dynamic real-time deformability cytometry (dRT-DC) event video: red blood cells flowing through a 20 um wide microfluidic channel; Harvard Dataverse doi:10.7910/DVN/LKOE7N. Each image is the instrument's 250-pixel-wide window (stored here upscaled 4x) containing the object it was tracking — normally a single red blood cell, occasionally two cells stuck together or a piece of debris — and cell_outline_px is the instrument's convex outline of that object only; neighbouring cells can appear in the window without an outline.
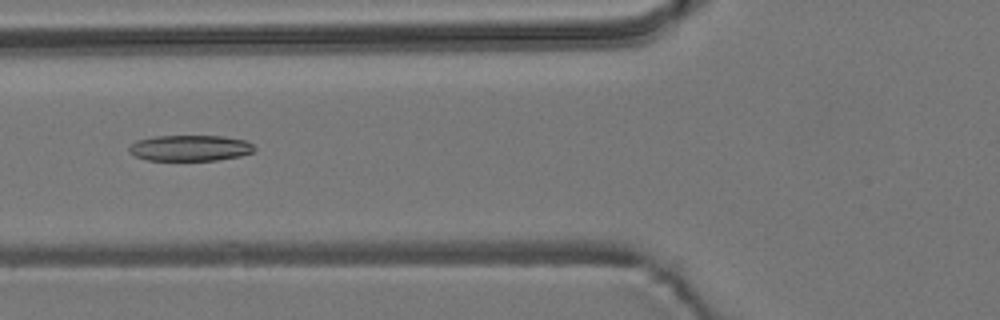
{"species": "common noctule bat (a hibernating species)", "species_latin": "Nyctalus noctula", "temperature_condition": "room temperature", "stored_images_in_passage": 14, "camera_frame_rate_fps": 3000, "um_per_image_px": 0.085, "animal": {"sex": "male", "body_mass_g": 19.2, "forearm_length_mm": 51.8}, "frame": {"image": 1, "passage_image": 5, "time_ms": 5.667, "image_size_px": [1000, 320], "cell_outline_px": [[256, 148], [252, 152], [240, 156], [216, 160], [148, 160], [136, 156], [128, 152], [128, 148], [136, 140], [156, 136], [224, 136], [248, 140]], "centroid_in_image_um": [16.17, 12.57], "position_along_channel_um": 109.6, "area_um2": 18.96}}
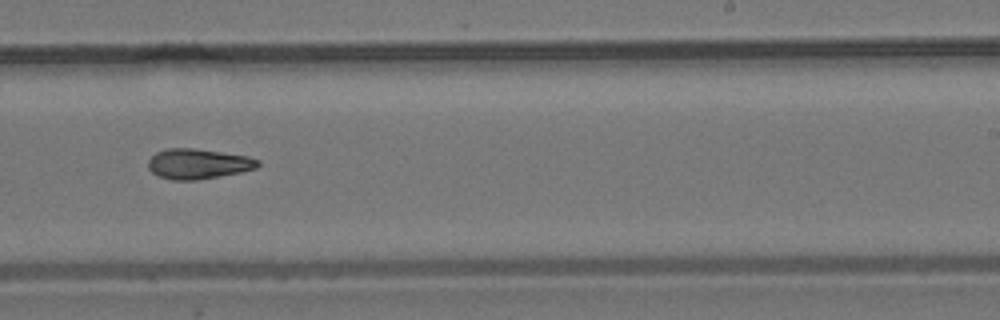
{"frame": {"image": 2, "passage_image": 9, "time_ms": 10.0, "image_size_px": [1000, 320], "cell_outline_px": [[260, 164], [256, 168], [240, 172], [196, 180], [172, 180], [160, 176], [152, 172], [148, 168], [148, 160], [156, 152], [164, 148], [192, 148], [248, 156], [260, 160]], "centroid_in_image_um": [16.83, 13.92], "position_along_channel_um": 272.2, "area_um2": 19.19}}
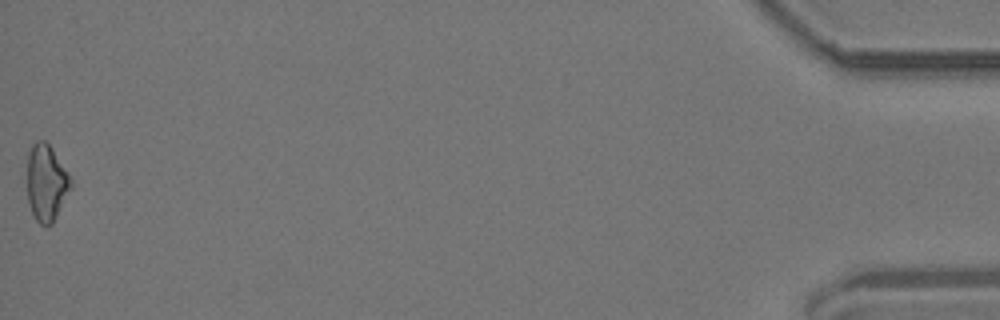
{"frame": {"image": 3, "passage_image": 14, "time_ms": 17.0, "image_size_px": [1000, 320], "cell_outline_px": [[72, 188], [52, 224], [44, 228], [36, 220], [28, 204], [28, 152], [32, 144], [36, 140], [44, 140], [52, 148], [68, 172], [72, 180]], "centroid_in_image_um": [3.95, 15.55], "position_along_channel_um": 431.2, "area_um2": 19.65}, "authors_computed_cell_mechanics": {"area_um2": 19.1896, "velocity_mm_per_s": 3.7504, "shape_relaxation_time_tau1_ms": 7.0178, "shape_relaxation_time_tau2_ms": 3.9945, "deformation_change_tau1": 0.1687, "deformation_change_tau2": 0.1276}}